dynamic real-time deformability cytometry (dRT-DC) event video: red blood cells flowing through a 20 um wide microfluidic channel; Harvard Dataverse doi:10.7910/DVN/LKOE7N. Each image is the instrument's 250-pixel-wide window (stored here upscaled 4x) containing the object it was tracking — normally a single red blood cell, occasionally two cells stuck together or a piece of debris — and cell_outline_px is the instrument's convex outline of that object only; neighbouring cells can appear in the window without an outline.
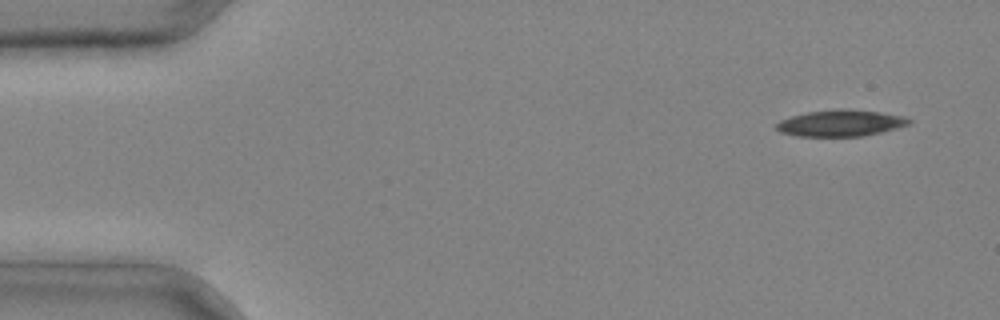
{"species": "common noctule bat (a hibernating species)", "species_latin": "Nyctalus noctula", "temperature_condition": "cold", "stored_images_in_passage": 4, "camera_frame_rate_fps": 3000, "um_per_image_px": 0.085, "animal": {"sex": "male", "body_mass_g": 20.4}, "frame": {"image": 1, "passage_image": 1, "time_ms": 0.0, "image_size_px": [1000, 320], "cell_outline_px": [[912, 120], [908, 124], [896, 128], [864, 136], [796, 136], [780, 132], [776, 128], [776, 124], [780, 120], [792, 116], [808, 112], [840, 108], [844, 108], [880, 112], [900, 116]], "centroid_in_image_um": [71.41, 10.46], "position_along_channel_um": 13.6, "area_um2": 20.23}}